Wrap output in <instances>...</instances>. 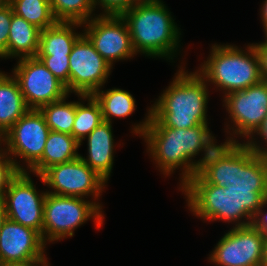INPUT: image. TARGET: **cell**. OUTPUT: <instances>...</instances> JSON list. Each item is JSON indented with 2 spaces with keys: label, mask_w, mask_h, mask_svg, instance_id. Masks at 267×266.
<instances>
[{
  "label": "cell",
  "mask_w": 267,
  "mask_h": 266,
  "mask_svg": "<svg viewBox=\"0 0 267 266\" xmlns=\"http://www.w3.org/2000/svg\"><path fill=\"white\" fill-rule=\"evenodd\" d=\"M225 96L226 109L237 128L233 132L250 140L267 115V81Z\"/></svg>",
  "instance_id": "14"
},
{
  "label": "cell",
  "mask_w": 267,
  "mask_h": 266,
  "mask_svg": "<svg viewBox=\"0 0 267 266\" xmlns=\"http://www.w3.org/2000/svg\"><path fill=\"white\" fill-rule=\"evenodd\" d=\"M63 99L43 105L39 110L46 119L50 130L72 135L75 121V102L66 103Z\"/></svg>",
  "instance_id": "26"
},
{
  "label": "cell",
  "mask_w": 267,
  "mask_h": 266,
  "mask_svg": "<svg viewBox=\"0 0 267 266\" xmlns=\"http://www.w3.org/2000/svg\"><path fill=\"white\" fill-rule=\"evenodd\" d=\"M146 1L154 2V3H161V0H146Z\"/></svg>",
  "instance_id": "41"
},
{
  "label": "cell",
  "mask_w": 267,
  "mask_h": 266,
  "mask_svg": "<svg viewBox=\"0 0 267 266\" xmlns=\"http://www.w3.org/2000/svg\"><path fill=\"white\" fill-rule=\"evenodd\" d=\"M188 206L195 215L206 220L238 221L236 226H247L253 218L245 210H237L236 192L213 184H183ZM247 222H239L241 218Z\"/></svg>",
  "instance_id": "6"
},
{
  "label": "cell",
  "mask_w": 267,
  "mask_h": 266,
  "mask_svg": "<svg viewBox=\"0 0 267 266\" xmlns=\"http://www.w3.org/2000/svg\"><path fill=\"white\" fill-rule=\"evenodd\" d=\"M42 182L54 189L49 192L61 196L98 198L106 181L79 156L75 160L50 166L41 175Z\"/></svg>",
  "instance_id": "10"
},
{
  "label": "cell",
  "mask_w": 267,
  "mask_h": 266,
  "mask_svg": "<svg viewBox=\"0 0 267 266\" xmlns=\"http://www.w3.org/2000/svg\"><path fill=\"white\" fill-rule=\"evenodd\" d=\"M258 135L260 134L263 139H265V142L267 143V115L265 119L263 120L261 126L255 131ZM251 141V142H250ZM248 140L245 144L257 155L267 157V148H262L257 145L256 141ZM265 149V150H264Z\"/></svg>",
  "instance_id": "33"
},
{
  "label": "cell",
  "mask_w": 267,
  "mask_h": 266,
  "mask_svg": "<svg viewBox=\"0 0 267 266\" xmlns=\"http://www.w3.org/2000/svg\"><path fill=\"white\" fill-rule=\"evenodd\" d=\"M83 197L61 196L46 194L44 200L43 229L41 237L48 240H60L74 235V229L86 222L90 217L96 220L97 228L103 223L101 206L96 202H89ZM47 236V237H46Z\"/></svg>",
  "instance_id": "5"
},
{
  "label": "cell",
  "mask_w": 267,
  "mask_h": 266,
  "mask_svg": "<svg viewBox=\"0 0 267 266\" xmlns=\"http://www.w3.org/2000/svg\"><path fill=\"white\" fill-rule=\"evenodd\" d=\"M126 21L134 51L147 56L171 58L179 43V29L166 6L142 0L125 11Z\"/></svg>",
  "instance_id": "3"
},
{
  "label": "cell",
  "mask_w": 267,
  "mask_h": 266,
  "mask_svg": "<svg viewBox=\"0 0 267 266\" xmlns=\"http://www.w3.org/2000/svg\"><path fill=\"white\" fill-rule=\"evenodd\" d=\"M41 264V265H40ZM48 266L47 261H25V262H15V263H3L0 266Z\"/></svg>",
  "instance_id": "36"
},
{
  "label": "cell",
  "mask_w": 267,
  "mask_h": 266,
  "mask_svg": "<svg viewBox=\"0 0 267 266\" xmlns=\"http://www.w3.org/2000/svg\"><path fill=\"white\" fill-rule=\"evenodd\" d=\"M49 2L57 22L84 24L89 21L95 8L93 0H49Z\"/></svg>",
  "instance_id": "27"
},
{
  "label": "cell",
  "mask_w": 267,
  "mask_h": 266,
  "mask_svg": "<svg viewBox=\"0 0 267 266\" xmlns=\"http://www.w3.org/2000/svg\"><path fill=\"white\" fill-rule=\"evenodd\" d=\"M3 149L0 151V198H3L9 180L16 174L17 171H26L18 162L16 163L11 157H7Z\"/></svg>",
  "instance_id": "30"
},
{
  "label": "cell",
  "mask_w": 267,
  "mask_h": 266,
  "mask_svg": "<svg viewBox=\"0 0 267 266\" xmlns=\"http://www.w3.org/2000/svg\"><path fill=\"white\" fill-rule=\"evenodd\" d=\"M262 22L264 25V29H267V0L264 1L263 7H262Z\"/></svg>",
  "instance_id": "38"
},
{
  "label": "cell",
  "mask_w": 267,
  "mask_h": 266,
  "mask_svg": "<svg viewBox=\"0 0 267 266\" xmlns=\"http://www.w3.org/2000/svg\"><path fill=\"white\" fill-rule=\"evenodd\" d=\"M234 142L229 138L218 145L210 155L203 160L198 172L185 184H213L228 187L234 176Z\"/></svg>",
  "instance_id": "16"
},
{
  "label": "cell",
  "mask_w": 267,
  "mask_h": 266,
  "mask_svg": "<svg viewBox=\"0 0 267 266\" xmlns=\"http://www.w3.org/2000/svg\"><path fill=\"white\" fill-rule=\"evenodd\" d=\"M88 99V105L75 102V121L72 128V136L80 143L88 136L103 120L101 107L93 95H81L78 97Z\"/></svg>",
  "instance_id": "24"
},
{
  "label": "cell",
  "mask_w": 267,
  "mask_h": 266,
  "mask_svg": "<svg viewBox=\"0 0 267 266\" xmlns=\"http://www.w3.org/2000/svg\"><path fill=\"white\" fill-rule=\"evenodd\" d=\"M7 213H6V208L5 204L2 198H0V230L4 224V222L7 220Z\"/></svg>",
  "instance_id": "37"
},
{
  "label": "cell",
  "mask_w": 267,
  "mask_h": 266,
  "mask_svg": "<svg viewBox=\"0 0 267 266\" xmlns=\"http://www.w3.org/2000/svg\"><path fill=\"white\" fill-rule=\"evenodd\" d=\"M266 204H267V198L264 200L263 205L254 215L252 223H251L255 228L260 230L261 234L264 236L265 239H267V212L266 214L264 213L262 214V208H264L263 206H266ZM259 216H262V217H259Z\"/></svg>",
  "instance_id": "35"
},
{
  "label": "cell",
  "mask_w": 267,
  "mask_h": 266,
  "mask_svg": "<svg viewBox=\"0 0 267 266\" xmlns=\"http://www.w3.org/2000/svg\"><path fill=\"white\" fill-rule=\"evenodd\" d=\"M264 242L252 224L235 226L220 239L209 260L220 266H262Z\"/></svg>",
  "instance_id": "11"
},
{
  "label": "cell",
  "mask_w": 267,
  "mask_h": 266,
  "mask_svg": "<svg viewBox=\"0 0 267 266\" xmlns=\"http://www.w3.org/2000/svg\"><path fill=\"white\" fill-rule=\"evenodd\" d=\"M45 245L36 230L7 219L0 230V264L46 261Z\"/></svg>",
  "instance_id": "15"
},
{
  "label": "cell",
  "mask_w": 267,
  "mask_h": 266,
  "mask_svg": "<svg viewBox=\"0 0 267 266\" xmlns=\"http://www.w3.org/2000/svg\"><path fill=\"white\" fill-rule=\"evenodd\" d=\"M230 188H267V157L257 155L245 142H234V176Z\"/></svg>",
  "instance_id": "17"
},
{
  "label": "cell",
  "mask_w": 267,
  "mask_h": 266,
  "mask_svg": "<svg viewBox=\"0 0 267 266\" xmlns=\"http://www.w3.org/2000/svg\"><path fill=\"white\" fill-rule=\"evenodd\" d=\"M13 73L30 109H40L69 95L65 85L37 57L20 58Z\"/></svg>",
  "instance_id": "7"
},
{
  "label": "cell",
  "mask_w": 267,
  "mask_h": 266,
  "mask_svg": "<svg viewBox=\"0 0 267 266\" xmlns=\"http://www.w3.org/2000/svg\"><path fill=\"white\" fill-rule=\"evenodd\" d=\"M112 123L103 121L88 136V159H81L106 182L113 166Z\"/></svg>",
  "instance_id": "18"
},
{
  "label": "cell",
  "mask_w": 267,
  "mask_h": 266,
  "mask_svg": "<svg viewBox=\"0 0 267 266\" xmlns=\"http://www.w3.org/2000/svg\"><path fill=\"white\" fill-rule=\"evenodd\" d=\"M84 23V34L95 50L112 66L113 61L131 58L134 51L128 25L122 16L99 15Z\"/></svg>",
  "instance_id": "13"
},
{
  "label": "cell",
  "mask_w": 267,
  "mask_h": 266,
  "mask_svg": "<svg viewBox=\"0 0 267 266\" xmlns=\"http://www.w3.org/2000/svg\"><path fill=\"white\" fill-rule=\"evenodd\" d=\"M265 35H266V39H267V29L265 30ZM265 42L267 43V40H265Z\"/></svg>",
  "instance_id": "42"
},
{
  "label": "cell",
  "mask_w": 267,
  "mask_h": 266,
  "mask_svg": "<svg viewBox=\"0 0 267 266\" xmlns=\"http://www.w3.org/2000/svg\"><path fill=\"white\" fill-rule=\"evenodd\" d=\"M80 143L66 133L50 130L42 157L30 168L37 176L50 166L75 160L80 155L77 149Z\"/></svg>",
  "instance_id": "20"
},
{
  "label": "cell",
  "mask_w": 267,
  "mask_h": 266,
  "mask_svg": "<svg viewBox=\"0 0 267 266\" xmlns=\"http://www.w3.org/2000/svg\"><path fill=\"white\" fill-rule=\"evenodd\" d=\"M262 266H267V239H265L264 242V255H263Z\"/></svg>",
  "instance_id": "39"
},
{
  "label": "cell",
  "mask_w": 267,
  "mask_h": 266,
  "mask_svg": "<svg viewBox=\"0 0 267 266\" xmlns=\"http://www.w3.org/2000/svg\"><path fill=\"white\" fill-rule=\"evenodd\" d=\"M178 71L171 85L150 108L146 127L187 129L207 124L208 91L205 80L198 74Z\"/></svg>",
  "instance_id": "2"
},
{
  "label": "cell",
  "mask_w": 267,
  "mask_h": 266,
  "mask_svg": "<svg viewBox=\"0 0 267 266\" xmlns=\"http://www.w3.org/2000/svg\"><path fill=\"white\" fill-rule=\"evenodd\" d=\"M93 96L101 107L105 122L111 123L112 116L127 117L135 110V99L125 90L116 88L109 89L106 92L98 90Z\"/></svg>",
  "instance_id": "23"
},
{
  "label": "cell",
  "mask_w": 267,
  "mask_h": 266,
  "mask_svg": "<svg viewBox=\"0 0 267 266\" xmlns=\"http://www.w3.org/2000/svg\"><path fill=\"white\" fill-rule=\"evenodd\" d=\"M236 192L237 210H245L252 218L267 198V188H230Z\"/></svg>",
  "instance_id": "28"
},
{
  "label": "cell",
  "mask_w": 267,
  "mask_h": 266,
  "mask_svg": "<svg viewBox=\"0 0 267 266\" xmlns=\"http://www.w3.org/2000/svg\"><path fill=\"white\" fill-rule=\"evenodd\" d=\"M13 13L23 17L40 30L54 25L57 21L49 0H9Z\"/></svg>",
  "instance_id": "25"
},
{
  "label": "cell",
  "mask_w": 267,
  "mask_h": 266,
  "mask_svg": "<svg viewBox=\"0 0 267 266\" xmlns=\"http://www.w3.org/2000/svg\"><path fill=\"white\" fill-rule=\"evenodd\" d=\"M151 110L144 122L134 127V132L141 134L148 143V150L154 160L169 175L179 166H183L182 185L192 178L210 153L218 146L214 143L207 124H201L187 129L169 127H146L150 119ZM204 151L200 161L193 162L192 157Z\"/></svg>",
  "instance_id": "1"
},
{
  "label": "cell",
  "mask_w": 267,
  "mask_h": 266,
  "mask_svg": "<svg viewBox=\"0 0 267 266\" xmlns=\"http://www.w3.org/2000/svg\"><path fill=\"white\" fill-rule=\"evenodd\" d=\"M247 48L245 53L238 47L213 45L211 56L201 66L199 75L226 90L225 95L260 83L263 79L256 51L253 44Z\"/></svg>",
  "instance_id": "4"
},
{
  "label": "cell",
  "mask_w": 267,
  "mask_h": 266,
  "mask_svg": "<svg viewBox=\"0 0 267 266\" xmlns=\"http://www.w3.org/2000/svg\"><path fill=\"white\" fill-rule=\"evenodd\" d=\"M36 57L65 85L69 93V55H36Z\"/></svg>",
  "instance_id": "29"
},
{
  "label": "cell",
  "mask_w": 267,
  "mask_h": 266,
  "mask_svg": "<svg viewBox=\"0 0 267 266\" xmlns=\"http://www.w3.org/2000/svg\"><path fill=\"white\" fill-rule=\"evenodd\" d=\"M29 109L16 78L0 72V142L1 137Z\"/></svg>",
  "instance_id": "19"
},
{
  "label": "cell",
  "mask_w": 267,
  "mask_h": 266,
  "mask_svg": "<svg viewBox=\"0 0 267 266\" xmlns=\"http://www.w3.org/2000/svg\"><path fill=\"white\" fill-rule=\"evenodd\" d=\"M41 30L23 17L12 14L7 43V57H36Z\"/></svg>",
  "instance_id": "21"
},
{
  "label": "cell",
  "mask_w": 267,
  "mask_h": 266,
  "mask_svg": "<svg viewBox=\"0 0 267 266\" xmlns=\"http://www.w3.org/2000/svg\"><path fill=\"white\" fill-rule=\"evenodd\" d=\"M28 175L27 171H17L9 180L2 199L9 220L36 230L41 235L47 191L39 195Z\"/></svg>",
  "instance_id": "9"
},
{
  "label": "cell",
  "mask_w": 267,
  "mask_h": 266,
  "mask_svg": "<svg viewBox=\"0 0 267 266\" xmlns=\"http://www.w3.org/2000/svg\"><path fill=\"white\" fill-rule=\"evenodd\" d=\"M80 25L75 22H56L41 30L37 55H70L74 43L82 35L74 33L72 27Z\"/></svg>",
  "instance_id": "22"
},
{
  "label": "cell",
  "mask_w": 267,
  "mask_h": 266,
  "mask_svg": "<svg viewBox=\"0 0 267 266\" xmlns=\"http://www.w3.org/2000/svg\"><path fill=\"white\" fill-rule=\"evenodd\" d=\"M9 3V0H0V7Z\"/></svg>",
  "instance_id": "40"
},
{
  "label": "cell",
  "mask_w": 267,
  "mask_h": 266,
  "mask_svg": "<svg viewBox=\"0 0 267 266\" xmlns=\"http://www.w3.org/2000/svg\"><path fill=\"white\" fill-rule=\"evenodd\" d=\"M253 47L258 57L261 77L263 80L267 81V43H256Z\"/></svg>",
  "instance_id": "34"
},
{
  "label": "cell",
  "mask_w": 267,
  "mask_h": 266,
  "mask_svg": "<svg viewBox=\"0 0 267 266\" xmlns=\"http://www.w3.org/2000/svg\"><path fill=\"white\" fill-rule=\"evenodd\" d=\"M142 0H93L94 6L97 4L104 8L103 15L121 16L125 11L130 9L134 4ZM98 2V3H97Z\"/></svg>",
  "instance_id": "32"
},
{
  "label": "cell",
  "mask_w": 267,
  "mask_h": 266,
  "mask_svg": "<svg viewBox=\"0 0 267 266\" xmlns=\"http://www.w3.org/2000/svg\"><path fill=\"white\" fill-rule=\"evenodd\" d=\"M13 9L8 3L0 7V58H7V43Z\"/></svg>",
  "instance_id": "31"
},
{
  "label": "cell",
  "mask_w": 267,
  "mask_h": 266,
  "mask_svg": "<svg viewBox=\"0 0 267 266\" xmlns=\"http://www.w3.org/2000/svg\"><path fill=\"white\" fill-rule=\"evenodd\" d=\"M112 66L81 35L69 55V92L93 95L106 82Z\"/></svg>",
  "instance_id": "8"
},
{
  "label": "cell",
  "mask_w": 267,
  "mask_h": 266,
  "mask_svg": "<svg viewBox=\"0 0 267 266\" xmlns=\"http://www.w3.org/2000/svg\"><path fill=\"white\" fill-rule=\"evenodd\" d=\"M49 132L42 112L29 109L1 137L8 149L4 152L22 157L28 164L27 168H31L42 157Z\"/></svg>",
  "instance_id": "12"
}]
</instances>
